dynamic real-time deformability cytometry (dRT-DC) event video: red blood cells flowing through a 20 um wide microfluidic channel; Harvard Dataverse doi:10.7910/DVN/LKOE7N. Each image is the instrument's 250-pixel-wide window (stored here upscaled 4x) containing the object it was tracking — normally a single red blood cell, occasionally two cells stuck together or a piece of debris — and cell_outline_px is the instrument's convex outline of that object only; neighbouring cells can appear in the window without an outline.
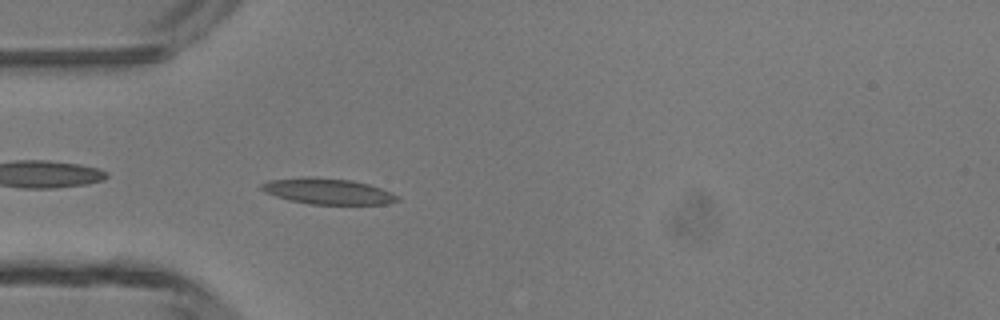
{"species": "common noctule bat (a hibernating species)", "species_latin": "Nyctalus noctula", "temperature_condition": "room temperature", "stored_images_in_passage": 35, "camera_frame_rate_fps": 3000, "um_per_image_px": 0.085, "animal": {"sex": "male", "body_mass_g": 13.3}, "frame": {"image": 1, "passage_image": 2, "time_ms": 0.333, "image_size_px": [1000, 320], "cell_outline_px": [[400, 200], [388, 204], [308, 204], [288, 200], [264, 192], [260, 188], [260, 184], [268, 180], [304, 176], [312, 176], [352, 180], [368, 184], [392, 192], [400, 196]], "centroid_in_image_um": [27.85, 16.25], "position_along_channel_um": 57.2, "area_um2": 20.81}}
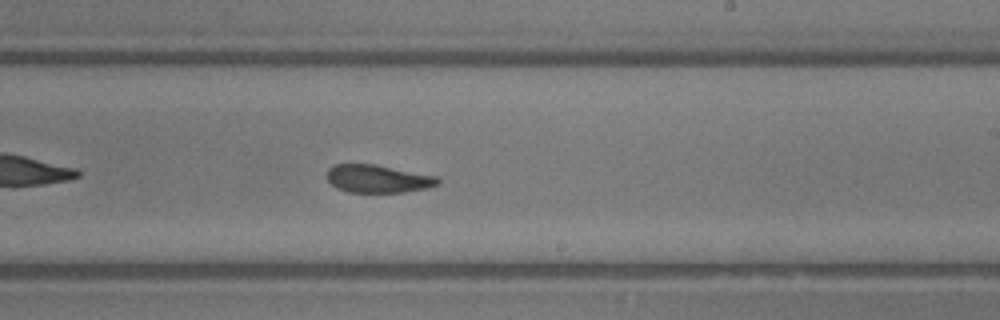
{"frame": {"image": 2, "passage_image": 16, "time_ms": 5.0, "image_size_px": [1000, 320], "cell_outline_px": [[440, 184], [428, 188], [404, 192], [348, 192], [336, 188], [328, 180], [328, 168], [336, 164], [376, 164], [436, 176], [440, 180]], "centroid_in_image_um": [32.14, 15.19], "position_along_channel_um": 256.9, "area_um2": 18.03}}
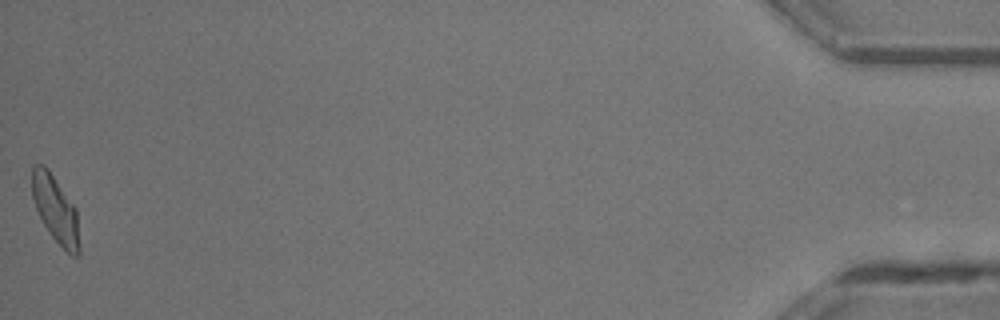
{"frame": {"image": 3, "passage_image": 35, "time_ms": 11.333, "image_size_px": [1000, 320], "cell_outline_px": [[80, 256], [72, 256], [52, 236], [44, 224], [36, 208], [32, 196], [32, 164], [44, 164], [48, 168], [76, 208], [80, 244]], "centroid_in_image_um": [4.73, 17.78], "position_along_channel_um": 430.5, "area_um2": 18.38}, "authors_computed_cell_mechanics": {"area_um2": 18.6116, "velocity_mm_per_s": 4.3761, "shape_relaxation_time_tau1_ms": null, "shape_relaxation_time_tau2_ms": 3.786, "deformation_change_tau1": null, "deformation_change_tau2": 0.1132}}